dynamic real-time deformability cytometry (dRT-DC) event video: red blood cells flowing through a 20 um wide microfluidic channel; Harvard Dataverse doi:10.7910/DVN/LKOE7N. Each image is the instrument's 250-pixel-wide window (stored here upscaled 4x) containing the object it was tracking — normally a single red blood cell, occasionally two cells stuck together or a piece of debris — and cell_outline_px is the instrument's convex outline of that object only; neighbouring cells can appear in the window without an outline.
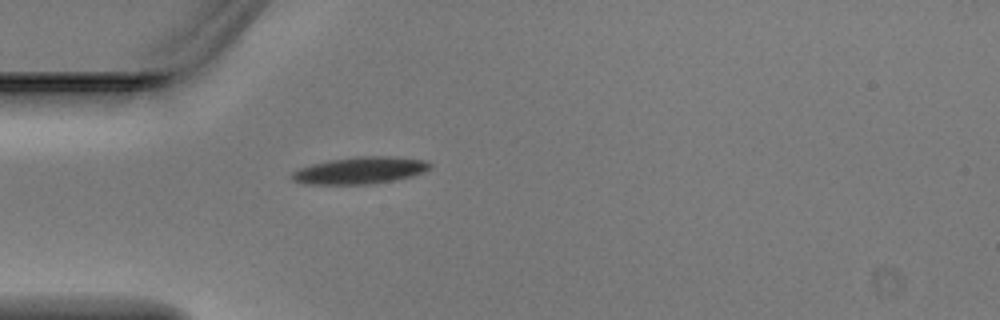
{"species": "Egyptian fruit bat (a non-hibernating species)", "species_latin": "Rousettus aegyptiacus", "temperature_condition": "warm", "stored_images_in_passage": 5, "camera_frame_rate_fps": 3000, "um_per_image_px": 0.085, "animal": {"sex": "male"}, "frame": {"image": 1, "passage_image": 5, "time_ms": 1.333, "image_size_px": [1000, 320], "cell_outline_px": [[432, 164], [424, 172], [412, 176], [372, 184], [300, 184], [292, 180], [288, 176], [292, 172], [300, 168], [312, 164], [328, 160], [356, 156], [388, 156], [428, 160]], "centroid_in_image_um": [30.56, 14.48], "position_along_channel_um": 54.4, "area_um2": 21.85}}